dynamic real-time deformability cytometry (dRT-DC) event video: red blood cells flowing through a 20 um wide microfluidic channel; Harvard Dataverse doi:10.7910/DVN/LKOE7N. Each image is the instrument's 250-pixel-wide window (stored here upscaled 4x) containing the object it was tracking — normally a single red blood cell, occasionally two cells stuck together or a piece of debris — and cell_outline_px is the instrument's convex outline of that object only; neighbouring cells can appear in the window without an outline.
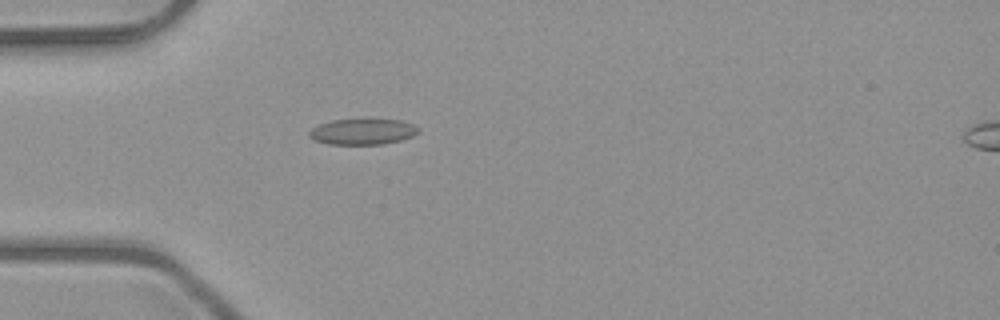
{"species": "common noctule bat (a hibernating species)", "species_latin": "Nyctalus noctula", "temperature_condition": "room temperature", "stored_images_in_passage": 52, "camera_frame_rate_fps": 3000, "um_per_image_px": 0.085, "animal": {"sex": "male", "body_mass_g": 23.1, "forearm_length_mm": 52.7}, "frame": {"image": 1, "passage_image": 16, "time_ms": 5.0, "image_size_px": [1000, 320], "cell_outline_px": [[420, 132], [412, 136], [400, 140], [384, 144], [328, 144], [316, 140], [308, 136], [308, 132], [312, 128], [320, 124], [332, 120], [400, 120], [412, 124], [420, 128]], "centroid_in_image_um": [30.83, 11.2], "position_along_channel_um": 54.2, "area_um2": 16.24}}
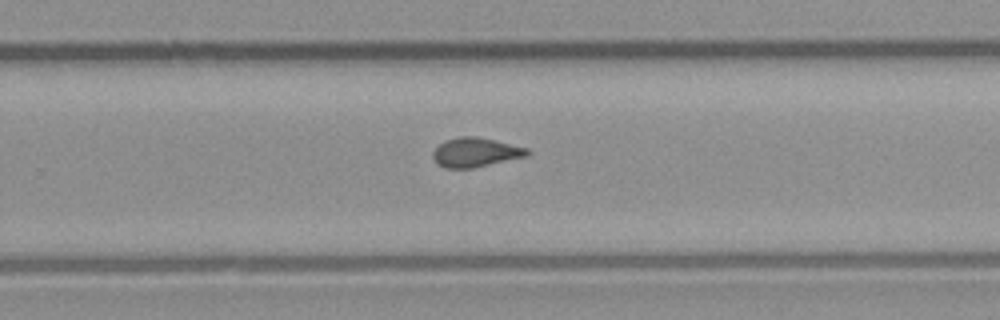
{"frame": {"image": 2, "passage_image": 34, "time_ms": 11.0, "image_size_px": [1000, 320], "cell_outline_px": [[532, 152], [528, 156], [472, 168], [444, 168], [436, 164], [432, 156], [432, 152], [444, 140], [460, 136], [476, 136], [496, 140], [528, 148]], "centroid_in_image_um": [40.42, 12.94], "position_along_channel_um": 289.4, "area_um2": 16.3}}
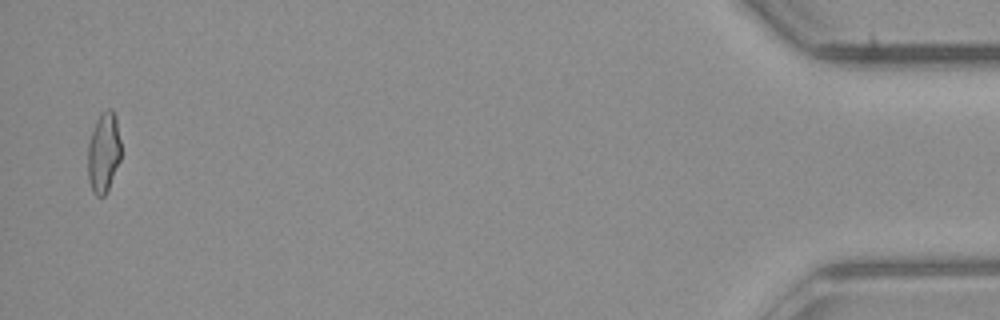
{"frame": {"image": 3, "passage_image": 51, "time_ms": 16.667, "image_size_px": [1000, 320], "cell_outline_px": [[120, 160], [108, 188], [104, 196], [96, 196], [92, 192], [88, 180], [88, 144], [96, 120], [100, 112], [108, 108], [112, 108], [116, 116], [120, 140]], "centroid_in_image_um": [8.8, 12.93], "position_along_channel_um": 426.4, "area_um2": 15.55}, "authors_computed_cell_mechanics": {"area_um2": 16.1262, "velocity_mm_per_s": 4.0507, "shape_relaxation_time_tau1_ms": null, "shape_relaxation_time_tau2_ms": 1.4443, "deformation_change_tau1": null, "deformation_change_tau2": 0.084}}